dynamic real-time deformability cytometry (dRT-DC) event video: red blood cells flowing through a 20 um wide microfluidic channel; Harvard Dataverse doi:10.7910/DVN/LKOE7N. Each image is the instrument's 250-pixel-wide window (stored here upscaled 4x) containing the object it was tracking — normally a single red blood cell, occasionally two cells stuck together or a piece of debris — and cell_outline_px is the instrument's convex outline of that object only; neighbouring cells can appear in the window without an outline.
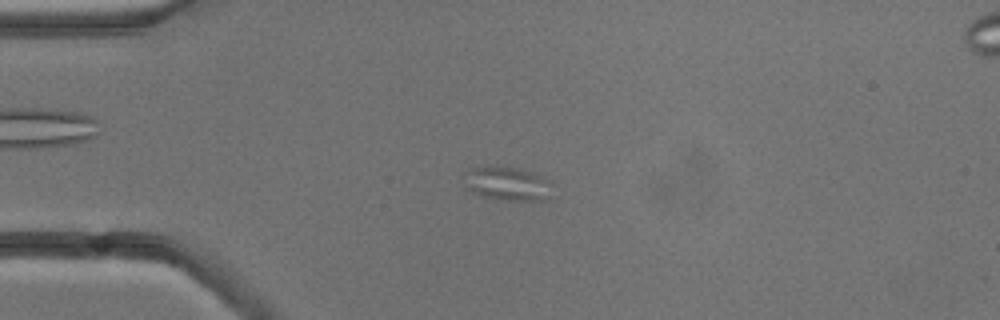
{"species": "common noctule bat (a hibernating species)", "species_latin": "Nyctalus noctula", "temperature_condition": "cold", "stored_images_in_passage": 5, "camera_frame_rate_fps": 3000, "um_per_image_px": 0.085, "animal": {"sex": "male", "body_mass_g": 13.3}, "frame": {"image": 1, "passage_image": 3, "time_ms": 3.0, "image_size_px": [1000, 320], "cell_outline_px": [[552, 196], [544, 200], [504, 200], [484, 196], [468, 188], [464, 172], [472, 168], [516, 168], [536, 172], [548, 180]], "centroid_in_image_um": [43.21, 15.63], "position_along_channel_um": 41.8, "area_um2": 16.76}}